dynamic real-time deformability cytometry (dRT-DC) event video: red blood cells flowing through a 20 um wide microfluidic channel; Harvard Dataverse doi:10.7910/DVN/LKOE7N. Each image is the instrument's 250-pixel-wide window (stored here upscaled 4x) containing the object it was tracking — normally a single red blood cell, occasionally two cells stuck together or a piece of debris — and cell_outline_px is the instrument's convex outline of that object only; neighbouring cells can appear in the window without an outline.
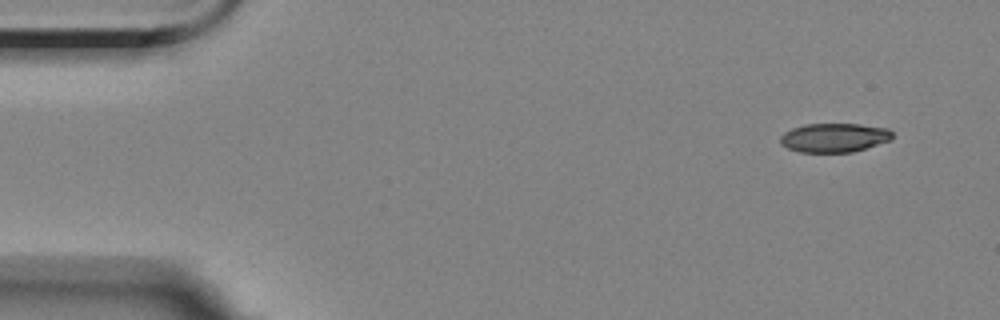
{"species": "Egyptian fruit bat (a non-hibernating species)", "species_latin": "Rousettus aegyptiacus", "temperature_condition": "room temperature", "stored_images_in_passage": 5, "camera_frame_rate_fps": 3000, "um_per_image_px": 0.085, "animal": {"sex": "female"}, "frame": {"image": 1, "passage_image": 1, "time_ms": 0.0, "image_size_px": [1000, 320], "cell_outline_px": [[892, 140], [852, 152], [800, 152], [788, 148], [780, 144], [780, 136], [784, 132], [792, 128], [804, 124], [860, 124], [888, 128], [892, 132]], "centroid_in_image_um": [70.9, 11.7], "position_along_channel_um": 14.1, "area_um2": 19.02}}
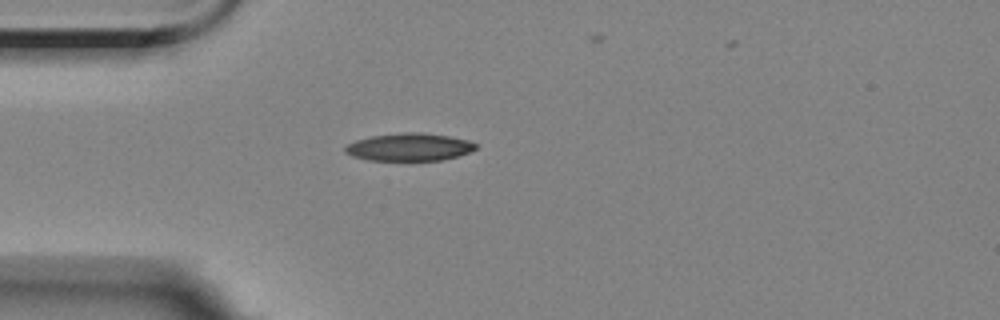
{"frame": {"image": 2, "passage_image": 4, "time_ms": 3.667, "image_size_px": [1000, 320], "cell_outline_px": [[476, 148], [468, 152], [456, 156], [440, 160], [368, 160], [352, 156], [344, 152], [344, 148], [348, 144], [356, 140], [372, 136], [404, 132], [424, 132], [448, 136], [468, 140], [476, 144]], "centroid_in_image_um": [34.76, 12.49], "position_along_channel_um": 50.2, "area_um2": 20.87}}